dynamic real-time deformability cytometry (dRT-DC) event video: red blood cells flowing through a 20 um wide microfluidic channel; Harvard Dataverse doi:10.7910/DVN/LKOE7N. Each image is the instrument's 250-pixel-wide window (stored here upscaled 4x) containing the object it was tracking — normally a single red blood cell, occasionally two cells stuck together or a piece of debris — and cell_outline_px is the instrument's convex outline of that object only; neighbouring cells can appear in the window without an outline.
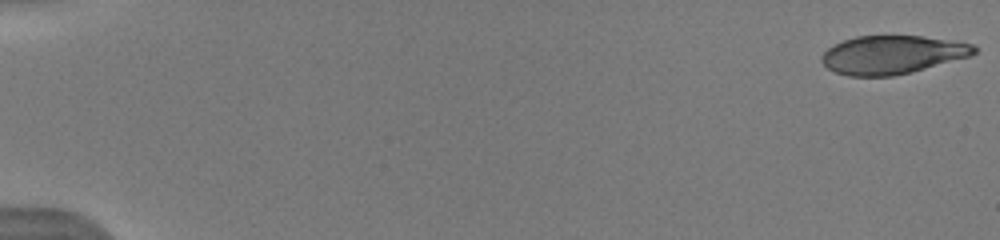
{"species": "human", "species_latin": "Homo sapiens", "temperature_condition": "warm", "stored_images_in_passage": 16, "camera_frame_rate_fps": 3000, "um_per_image_px": 0.085, "donor": {"sex": "male"}, "frame": {"image": 1, "passage_image": 1, "time_ms": 0.0, "image_size_px": [1000, 240], "cell_outline_px": [[976, 52], [968, 56], [912, 72], [892, 76], [848, 76], [836, 72], [828, 68], [820, 60], [820, 56], [828, 48], [844, 40], [856, 36], [920, 36], [972, 44], [976, 48]], "centroid_in_image_um": [75.78, 4.66], "position_along_channel_um": 9.2, "area_um2": 33.64}}
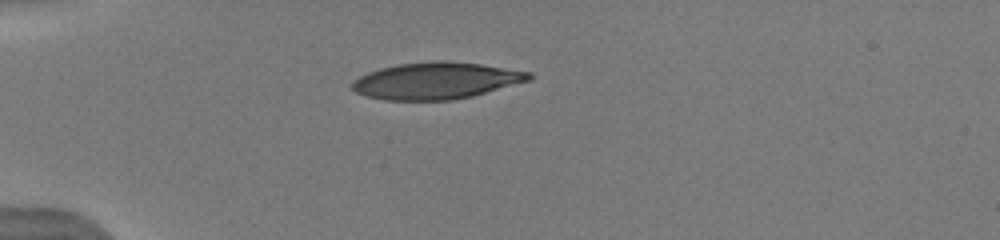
{"frame": {"image": 2, "passage_image": 6, "time_ms": 4.667, "image_size_px": [1000, 240], "cell_outline_px": [[532, 76], [528, 80], [472, 96], [452, 100], [384, 100], [364, 96], [356, 92], [352, 88], [352, 80], [368, 72], [380, 68], [396, 64], [440, 60], [444, 60], [480, 64], [532, 72]], "centroid_in_image_um": [37.01, 6.86], "position_along_channel_um": 48.0, "area_um2": 37.74}}
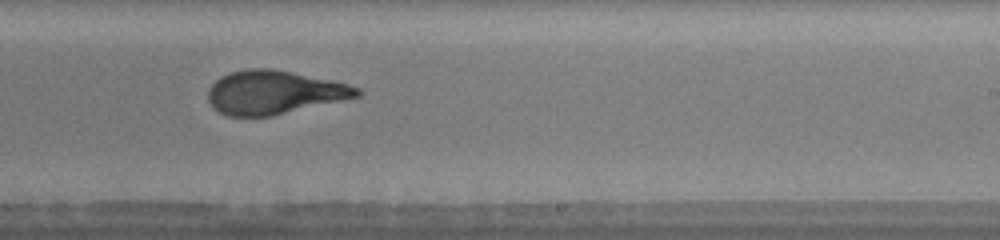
{"frame": {"image": 3, "passage_image": 12, "time_ms": 10.667, "image_size_px": [1000, 240], "cell_outline_px": [[364, 92], [360, 96], [272, 116], [228, 116], [220, 112], [208, 100], [208, 88], [220, 76], [232, 72], [248, 68], [272, 68], [332, 80], [348, 84], [360, 88]], "centroid_in_image_um": [23.32, 7.84], "position_along_channel_um": 265.7, "area_um2": 37.74}, "authors_computed_cell_mechanics": {"area_um2": 37.8301, "velocity_mm_per_s": 4.107, "shape_relaxation_time_tau1_ms": 5.3786, "shape_relaxation_time_tau2_ms": 0.7255, "deformation_change_tau1": 0.2342, "deformation_change_tau2": 0.073}}